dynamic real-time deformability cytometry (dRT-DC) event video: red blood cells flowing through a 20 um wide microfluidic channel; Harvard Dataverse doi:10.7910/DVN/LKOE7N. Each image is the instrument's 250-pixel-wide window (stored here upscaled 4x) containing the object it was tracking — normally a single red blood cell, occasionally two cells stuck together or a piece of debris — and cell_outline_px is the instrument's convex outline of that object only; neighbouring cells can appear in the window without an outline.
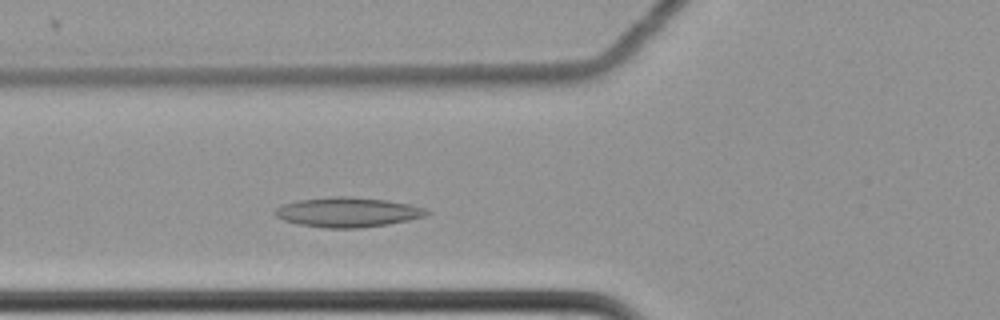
{"species": "common noctule bat (a hibernating species)", "species_latin": "Nyctalus noctula", "temperature_condition": "cold", "stored_images_in_passage": 43, "camera_frame_rate_fps": 3000, "um_per_image_px": 0.085, "animal": {"sex": "female", "body_mass_g": 22.7, "forearm_length_mm": 54.2}, "frame": {"image": 1, "passage_image": 13, "time_ms": 4.0, "image_size_px": [1000, 320], "cell_outline_px": [[432, 212], [424, 216], [408, 220], [388, 224], [360, 228], [324, 228], [300, 224], [284, 220], [276, 216], [272, 212], [276, 208], [284, 204], [296, 200], [332, 196], [352, 196], [388, 200], [408, 204], [424, 208]], "centroid_in_image_um": [29.54, 18.03], "position_along_channel_um": 96.3, "area_um2": 26.36}}
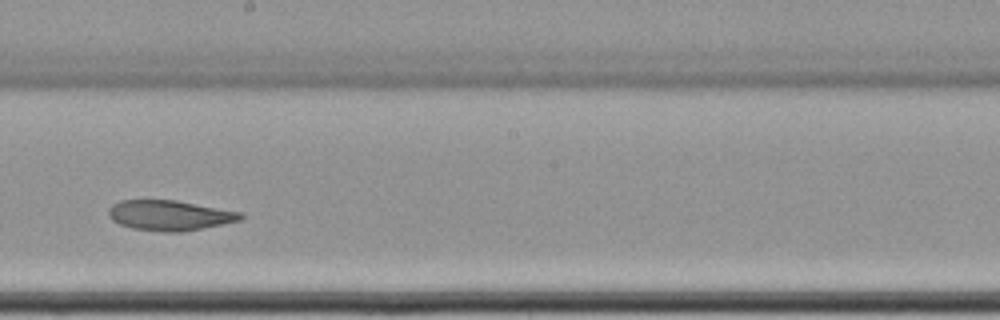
{"frame": {"image": 2, "passage_image": 25, "time_ms": 8.0, "image_size_px": [1000, 320], "cell_outline_px": [[244, 216], [240, 220], [224, 224], [184, 232], [164, 232], [132, 228], [120, 224], [112, 220], [108, 212], [108, 208], [112, 204], [120, 200], [176, 200], [240, 212]], "centroid_in_image_um": [14.41, 18.31], "position_along_channel_um": 233.8, "area_um2": 23.24}}
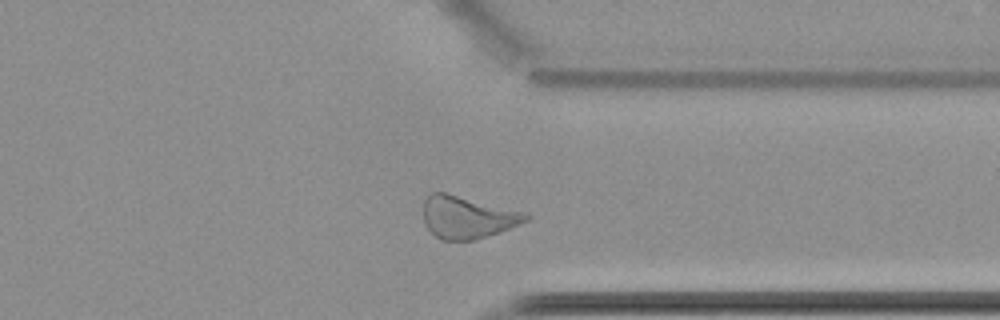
{"frame": {"image": 3, "passage_image": 37, "time_ms": 12.0, "image_size_px": [1000, 320], "cell_outline_px": [[532, 216], [528, 220], [500, 232], [476, 240], [440, 240], [424, 224], [424, 200], [432, 192], [444, 192], [520, 212]], "centroid_in_image_um": [39.68, 18.49], "position_along_channel_um": 371.7, "area_um2": 24.74}, "authors_computed_cell_mechanics": {"area_um2": 24.4494, "velocity_mm_per_s": 3.4482, "shape_relaxation_time_tau1_ms": null, "shape_relaxation_time_tau2_ms": 8.8598, "deformation_change_tau1": null, "deformation_change_tau2": 0.1659}}